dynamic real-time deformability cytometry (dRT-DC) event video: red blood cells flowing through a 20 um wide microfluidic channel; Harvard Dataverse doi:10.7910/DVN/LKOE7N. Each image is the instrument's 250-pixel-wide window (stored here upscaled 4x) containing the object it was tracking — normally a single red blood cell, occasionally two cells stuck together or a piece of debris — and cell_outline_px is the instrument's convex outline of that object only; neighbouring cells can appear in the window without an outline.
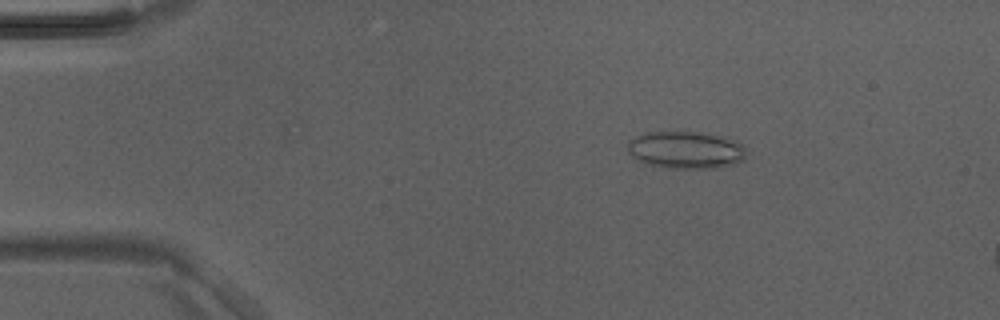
{"species": "Egyptian fruit bat (a non-hibernating species)", "species_latin": "Rousettus aegyptiacus", "temperature_condition": "room temperature", "stored_images_in_passage": 6, "camera_frame_rate_fps": 3000, "um_per_image_px": 0.085, "animal": {"sex": "male"}, "frame": {"image": 1, "passage_image": 2, "time_ms": 0.333, "image_size_px": [1000, 320], "cell_outline_px": [[744, 160], [736, 164], [720, 168], [664, 168], [644, 164], [632, 156], [628, 152], [628, 140], [644, 132], [700, 132], [724, 136], [736, 140], [744, 144]], "centroid_in_image_um": [58.3, 12.75], "position_along_channel_um": 26.7, "area_um2": 26.3}}
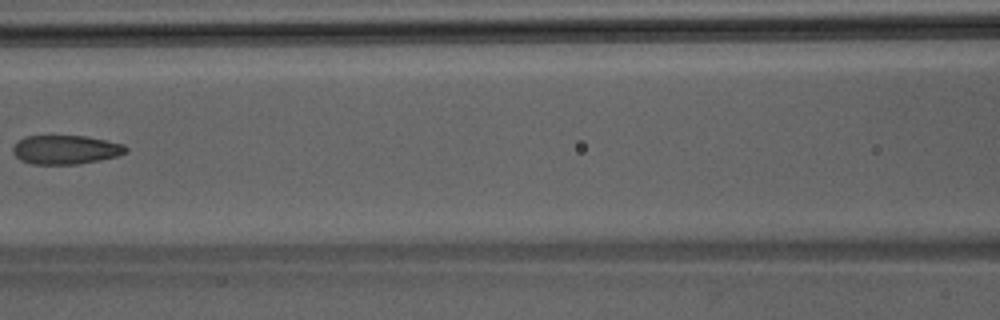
{"frame": {"image": 2, "passage_image": 6, "time_ms": 1.667, "image_size_px": [1000, 320], "cell_outline_px": [[128, 152], [116, 156], [100, 160], [80, 164], [32, 164], [20, 160], [12, 152], [12, 148], [24, 136], [84, 136], [124, 144], [128, 148]], "centroid_in_image_um": [5.59, 12.73], "position_along_channel_um": 161.0, "area_um2": 19.02}}